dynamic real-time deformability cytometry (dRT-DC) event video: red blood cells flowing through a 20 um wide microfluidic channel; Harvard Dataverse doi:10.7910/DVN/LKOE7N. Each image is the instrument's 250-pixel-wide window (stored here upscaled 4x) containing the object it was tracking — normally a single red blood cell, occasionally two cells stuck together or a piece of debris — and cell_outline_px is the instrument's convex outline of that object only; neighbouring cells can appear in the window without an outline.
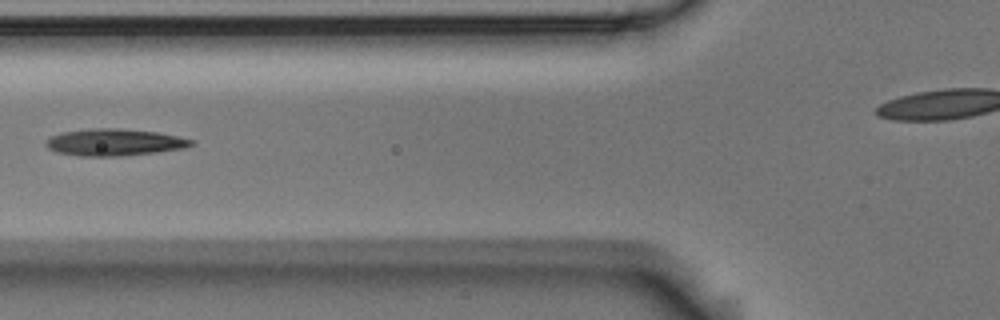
{"species": "Egyptian fruit bat (a non-hibernating species)", "species_latin": "Rousettus aegyptiacus", "temperature_condition": "room temperature", "stored_images_in_passage": 8, "camera_frame_rate_fps": 3000, "um_per_image_px": 0.085, "animal": {"sex": "male"}, "frame": {"image": 1, "passage_image": 6, "time_ms": 1.667, "image_size_px": [1000, 320], "cell_outline_px": [[196, 144], [184, 148], [156, 152], [120, 156], [80, 156], [56, 152], [48, 148], [44, 144], [52, 136], [64, 132], [92, 128], [120, 128], [156, 132], [176, 136], [192, 140]], "centroid_in_image_um": [9.72, 12.1], "position_along_channel_um": 116.1, "area_um2": 22.6}}
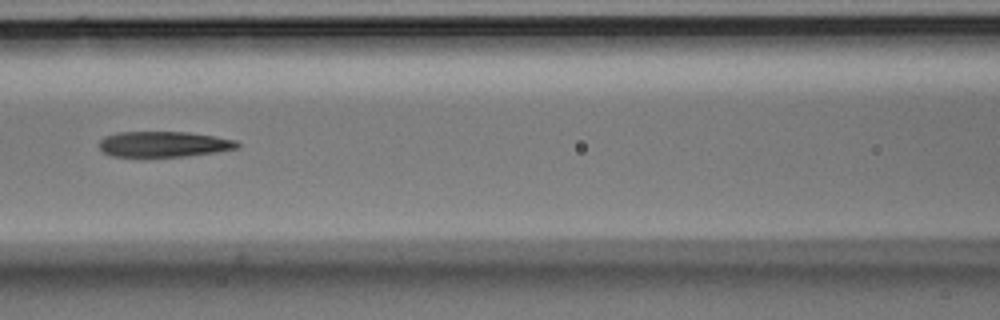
{"frame": {"image": 2, "passage_image": 7, "time_ms": 2.0, "image_size_px": [1000, 320], "cell_outline_px": [[240, 144], [236, 148], [216, 152], [188, 156], [112, 156], [104, 152], [100, 148], [100, 140], [104, 136], [116, 132], [188, 132], [216, 136], [236, 140]], "centroid_in_image_um": [13.93, 12.24], "position_along_channel_um": 152.7, "area_um2": 20.52}}
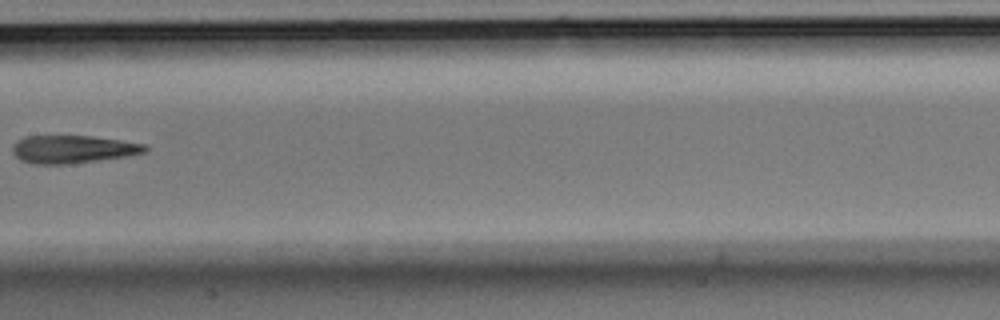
{"frame": {"image": 3, "passage_image": 8, "time_ms": 2.333, "image_size_px": [1000, 320], "cell_outline_px": [[148, 148], [144, 152], [128, 156], [68, 164], [32, 164], [20, 160], [12, 152], [12, 148], [20, 140], [28, 136], [92, 136], [120, 140], [144, 144]], "centroid_in_image_um": [6.19, 12.69], "position_along_channel_um": 201.2, "area_um2": 21.27}}